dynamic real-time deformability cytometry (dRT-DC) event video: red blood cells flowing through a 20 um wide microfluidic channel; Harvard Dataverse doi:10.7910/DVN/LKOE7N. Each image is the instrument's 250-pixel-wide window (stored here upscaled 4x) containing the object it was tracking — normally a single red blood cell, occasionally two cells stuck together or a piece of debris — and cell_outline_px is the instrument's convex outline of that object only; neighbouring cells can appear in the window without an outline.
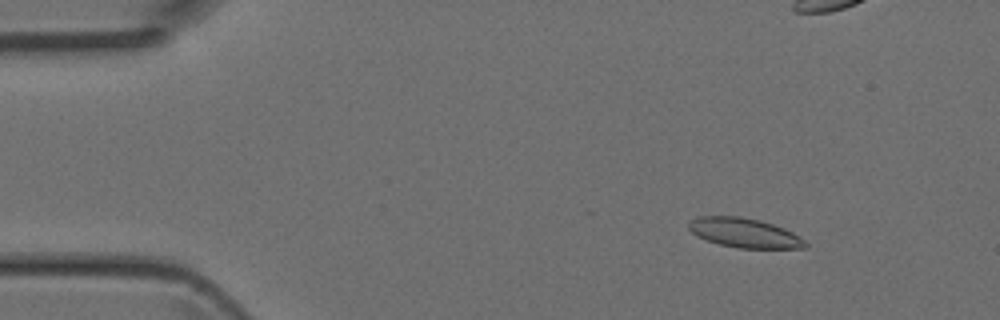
{"species": "Egyptian fruit bat (a non-hibernating species)", "species_latin": "Rousettus aegyptiacus", "temperature_condition": "room temperature", "stored_images_in_passage": 4, "camera_frame_rate_fps": 3000, "um_per_image_px": 0.085, "animal": {"sex": "female"}, "frame": {"image": 1, "passage_image": 1, "time_ms": 0.0, "image_size_px": [1000, 320], "cell_outline_px": [[808, 248], [736, 248], [720, 244], [696, 236], [688, 228], [688, 224], [692, 220], [700, 216], [740, 216], [760, 220], [784, 228], [800, 236], [808, 244]], "centroid_in_image_um": [63.3, 19.79], "position_along_channel_um": 21.7, "area_um2": 20.0}}